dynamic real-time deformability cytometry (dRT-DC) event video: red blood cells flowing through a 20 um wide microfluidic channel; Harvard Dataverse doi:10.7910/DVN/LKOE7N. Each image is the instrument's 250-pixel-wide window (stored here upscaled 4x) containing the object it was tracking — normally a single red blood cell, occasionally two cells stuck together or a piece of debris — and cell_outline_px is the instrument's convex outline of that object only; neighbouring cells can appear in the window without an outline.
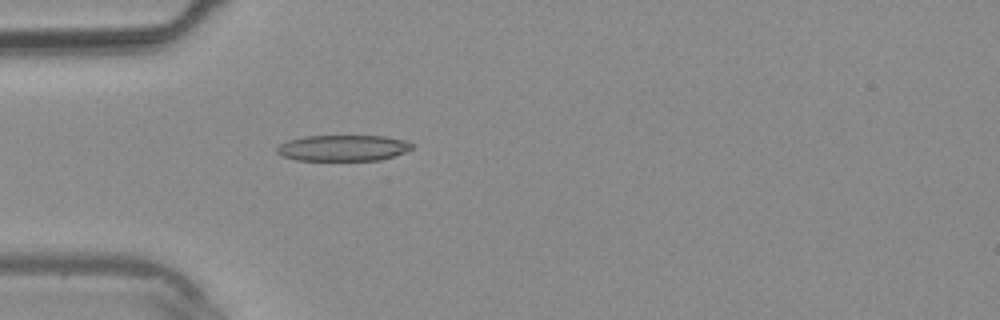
{"species": "common noctule bat (a hibernating species)", "species_latin": "Nyctalus noctula", "temperature_condition": "warm", "stored_images_in_passage": 28, "camera_frame_rate_fps": 3000, "um_per_image_px": 0.085, "animal": {"sex": "male", "body_mass_g": 20.4}, "frame": {"image": 1, "passage_image": 1, "time_ms": 0.0, "image_size_px": [1000, 320], "cell_outline_px": [[416, 144], [412, 148], [404, 152], [380, 160], [296, 160], [284, 156], [276, 152], [276, 148], [280, 144], [288, 140], [304, 136], [384, 136], [408, 140]], "centroid_in_image_um": [29.19, 12.57], "position_along_channel_um": 55.8, "area_um2": 20.52}}
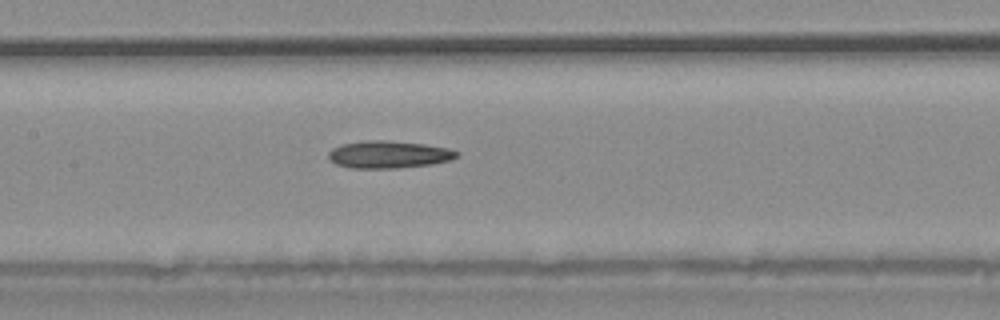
{"frame": {"image": 2, "passage_image": 8, "time_ms": 2.333, "image_size_px": [1000, 320], "cell_outline_px": [[460, 156], [452, 160], [432, 164], [400, 168], [352, 168], [336, 164], [328, 156], [328, 152], [332, 148], [340, 144], [368, 140], [388, 140], [424, 144], [448, 148], [460, 152]], "centroid_in_image_um": [33.08, 13.13], "position_along_channel_um": 174.3, "area_um2": 20.63}}
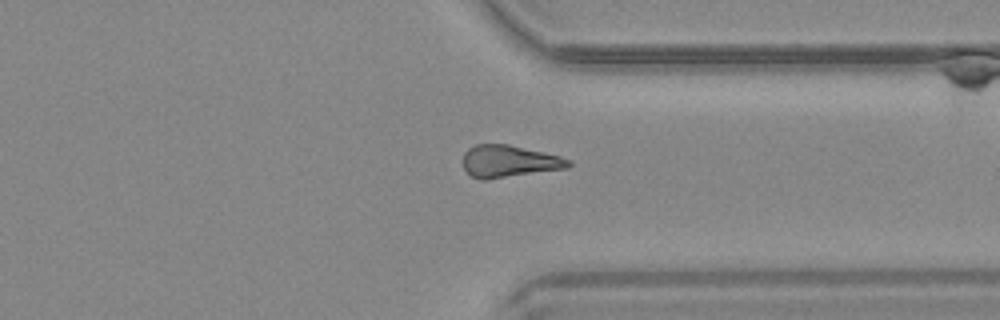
{"frame": {"image": 3, "passage_image": 19, "time_ms": 6.0, "image_size_px": [1000, 320], "cell_outline_px": [[572, 164], [568, 168], [488, 180], [480, 180], [472, 176], [464, 168], [464, 152], [468, 148], [476, 144], [508, 144], [544, 152], [560, 156], [572, 160]], "centroid_in_image_um": [43.3, 13.72], "position_along_channel_um": 368.1, "area_um2": 19.94}}